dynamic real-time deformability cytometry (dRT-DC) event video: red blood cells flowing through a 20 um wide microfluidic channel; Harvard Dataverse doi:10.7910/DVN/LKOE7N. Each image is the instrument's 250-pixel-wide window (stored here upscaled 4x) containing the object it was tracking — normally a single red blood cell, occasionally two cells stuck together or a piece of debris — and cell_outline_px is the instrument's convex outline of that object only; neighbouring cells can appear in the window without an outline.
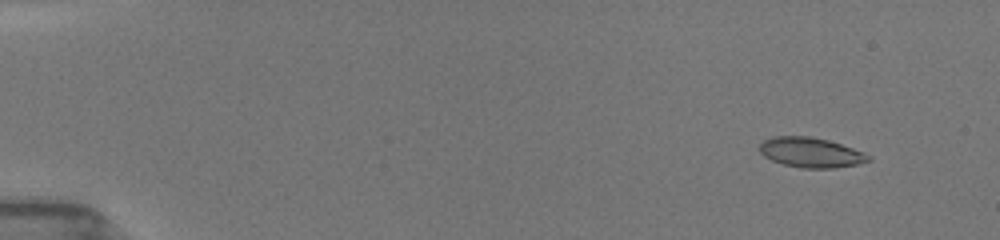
{"species": "common noctule bat (a hibernating species)", "species_latin": "Nyctalus noctula", "temperature_condition": "room temperature", "stored_images_in_passage": 16, "camera_frame_rate_fps": 3000, "um_per_image_px": 0.085, "animal": {"sex": "female", "body_mass_g": 19.5, "forearm_length_mm": 54.1}, "frame": {"image": 1, "passage_image": 3, "time_ms": 1.333, "image_size_px": [1000, 240], "cell_outline_px": [[872, 160], [856, 164], [832, 168], [800, 168], [784, 164], [772, 160], [764, 156], [760, 152], [760, 144], [764, 140], [772, 136], [812, 136], [828, 140], [864, 152], [872, 156]], "centroid_in_image_um": [68.92, 12.95], "position_along_channel_um": 16.1, "area_um2": 18.96}}
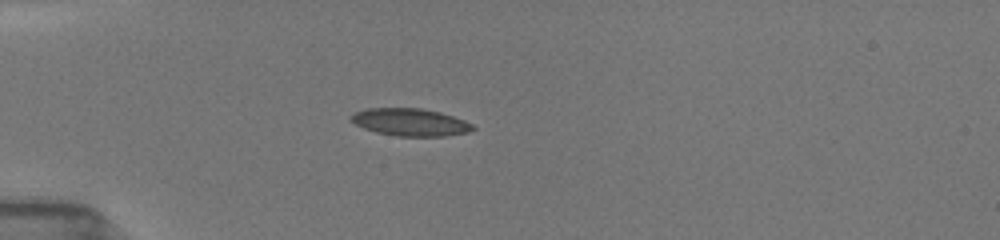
{"frame": {"image": 2, "passage_image": 10, "time_ms": 5.0, "image_size_px": [1000, 240], "cell_outline_px": [[476, 128], [468, 132], [444, 136], [396, 136], [376, 132], [364, 128], [348, 120], [348, 116], [356, 112], [368, 108], [420, 108], [440, 112], [464, 120], [472, 124]], "centroid_in_image_um": [34.84, 10.38], "position_along_channel_um": 50.2, "area_um2": 19.48}}
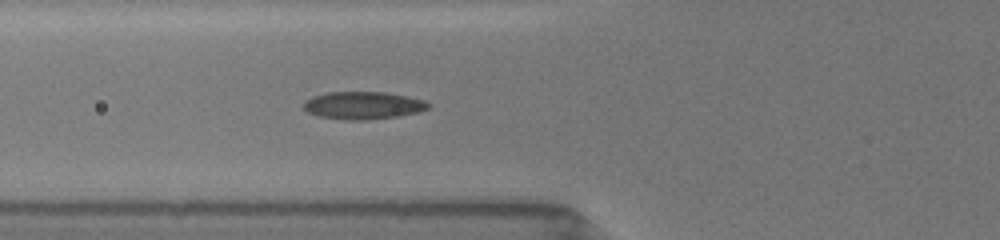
{"frame": {"image": 3, "passage_image": 15, "time_ms": 6.667, "image_size_px": [1000, 240], "cell_outline_px": [[432, 104], [428, 108], [416, 112], [400, 116], [364, 120], [348, 120], [320, 116], [308, 112], [304, 108], [304, 100], [312, 96], [328, 92], [384, 92], [408, 96], [428, 100]], "centroid_in_image_um": [30.9, 8.95], "position_along_channel_um": 94.9, "area_um2": 20.11}}